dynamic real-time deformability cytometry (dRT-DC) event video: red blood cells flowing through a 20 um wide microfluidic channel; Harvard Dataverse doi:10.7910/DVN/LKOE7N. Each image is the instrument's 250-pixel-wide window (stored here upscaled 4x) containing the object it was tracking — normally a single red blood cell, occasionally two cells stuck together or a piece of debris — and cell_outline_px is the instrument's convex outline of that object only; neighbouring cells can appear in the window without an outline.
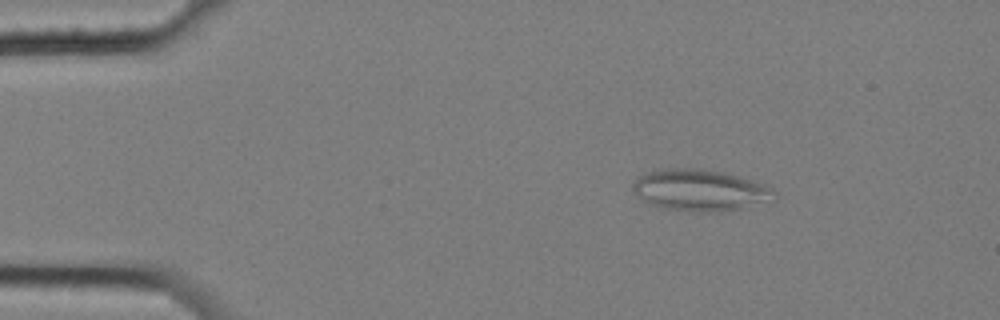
{"species": "common noctule bat (a hibernating species)", "species_latin": "Nyctalus noctula", "temperature_condition": "cold", "stored_images_in_passage": 4, "camera_frame_rate_fps": 3000, "um_per_image_px": 0.085, "animal": {"sex": "female", "body_mass_g": 25.1}, "frame": {"image": 1, "passage_image": 2, "time_ms": 0.333, "image_size_px": [1000, 320], "cell_outline_px": [[776, 196], [740, 208], [708, 212], [700, 212], [668, 208], [652, 204], [644, 200], [632, 192], [632, 184], [640, 176], [648, 172], [660, 168], [700, 168], [728, 172], [764, 184], [772, 188], [776, 192]], "centroid_in_image_um": [59.46, 16.12], "position_along_channel_um": 25.5, "area_um2": 33.7}}